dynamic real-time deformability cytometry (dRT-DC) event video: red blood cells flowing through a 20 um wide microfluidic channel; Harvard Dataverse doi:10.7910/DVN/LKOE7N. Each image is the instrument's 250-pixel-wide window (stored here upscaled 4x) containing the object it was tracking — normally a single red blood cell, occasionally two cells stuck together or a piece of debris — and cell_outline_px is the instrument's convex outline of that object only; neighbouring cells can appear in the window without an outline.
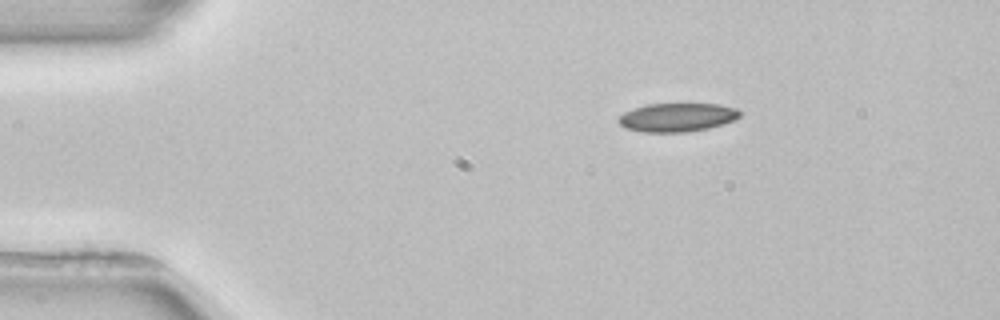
{"species": "common noctule bat (a hibernating species)", "species_latin": "Nyctalus noctula", "temperature_condition": "room temperature", "stored_images_in_passage": 3, "camera_frame_rate_fps": 3000, "um_per_image_px": 0.085, "animal": {"sex": "female", "body_mass_g": 22.7, "forearm_length_mm": 54.2}, "frame": {"image": 1, "passage_image": 1, "time_ms": 0.0, "image_size_px": [1000, 320], "cell_outline_px": [[740, 116], [736, 120], [724, 124], [708, 128], [688, 132], [640, 132], [624, 128], [616, 120], [624, 112], [632, 108], [648, 104], [720, 104], [736, 108], [740, 112]], "centroid_in_image_um": [57.55, 9.98], "position_along_channel_um": 27.5, "area_um2": 20.46}}
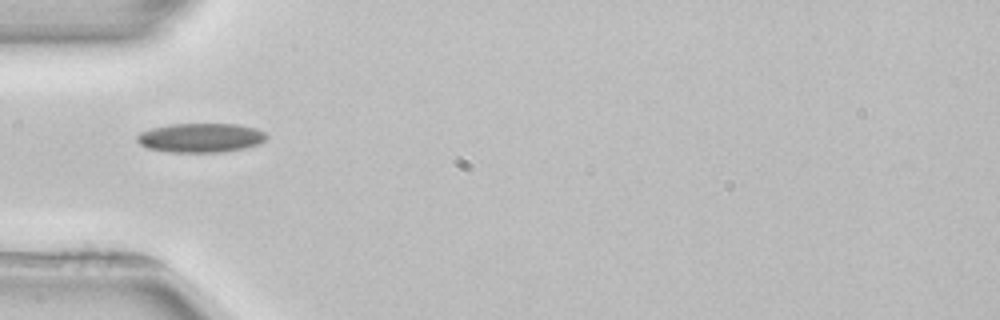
{"frame": {"image": 2, "passage_image": 3, "time_ms": 2.667, "image_size_px": [1000, 320], "cell_outline_px": [[268, 136], [260, 144], [248, 148], [224, 152], [168, 152], [148, 148], [140, 144], [136, 140], [136, 136], [140, 132], [152, 128], [168, 124], [236, 124], [256, 128], [264, 132]], "centroid_in_image_um": [17.07, 11.71], "position_along_channel_um": 67.9, "area_um2": 22.25}}